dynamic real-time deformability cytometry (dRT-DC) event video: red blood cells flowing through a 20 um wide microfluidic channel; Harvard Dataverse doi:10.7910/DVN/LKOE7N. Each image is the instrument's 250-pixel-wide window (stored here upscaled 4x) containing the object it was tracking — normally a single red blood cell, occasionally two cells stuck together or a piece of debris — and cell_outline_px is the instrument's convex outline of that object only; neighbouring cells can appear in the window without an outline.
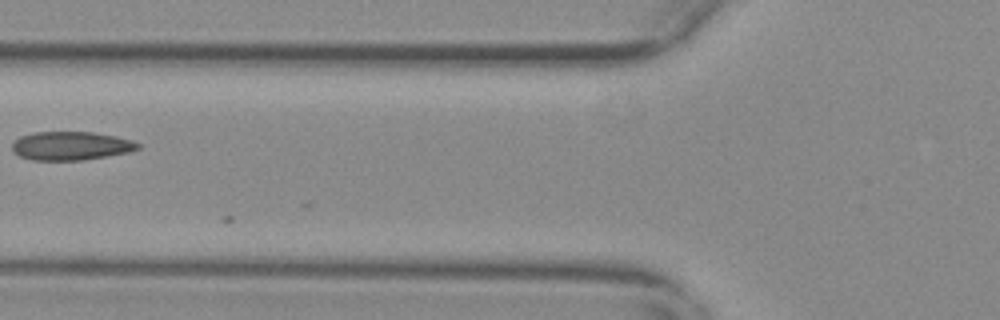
{"species": "common noctule bat (a hibernating species)", "species_latin": "Nyctalus noctula", "temperature_condition": "warm", "stored_images_in_passage": 7, "camera_frame_rate_fps": 3000, "um_per_image_px": 0.085, "animal": {"sex": "female", "body_mass_g": 29.2, "forearm_length_mm": 56.3}, "frame": {"image": 1, "passage_image": 4, "time_ms": 1.0, "image_size_px": [1000, 320], "cell_outline_px": [[140, 148], [128, 152], [84, 160], [32, 160], [20, 156], [12, 152], [12, 144], [20, 136], [32, 132], [92, 132], [116, 136], [132, 140], [140, 144]], "centroid_in_image_um": [6.01, 12.39], "position_along_channel_um": 119.8, "area_um2": 20.98}}